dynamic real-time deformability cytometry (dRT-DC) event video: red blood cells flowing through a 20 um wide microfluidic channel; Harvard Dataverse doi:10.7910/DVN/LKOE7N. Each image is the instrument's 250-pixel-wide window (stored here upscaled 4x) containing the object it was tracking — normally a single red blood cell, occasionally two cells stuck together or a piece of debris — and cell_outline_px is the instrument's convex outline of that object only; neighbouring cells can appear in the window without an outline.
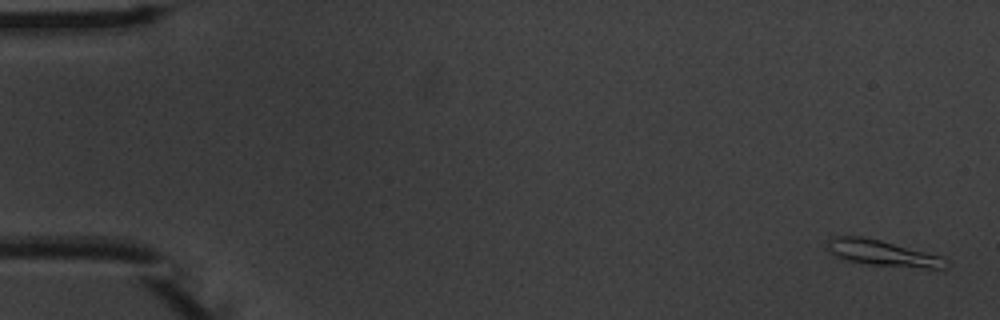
{"species": "common noctule bat (a hibernating species)", "species_latin": "Nyctalus noctula", "temperature_condition": "warm", "stored_images_in_passage": 6, "camera_frame_rate_fps": 3000, "um_per_image_px": 0.085, "animal": {"sex": "male", "body_mass_g": 20.1, "forearm_length_mm": 53.5}, "frame": {"image": 1, "passage_image": 1, "time_ms": 0.0, "image_size_px": [1000, 320], "cell_outline_px": [[952, 264], [944, 268], [928, 268], [868, 264], [848, 260], [832, 256], [824, 248], [824, 240], [828, 236], [864, 236], [880, 240], [940, 256], [948, 260]], "centroid_in_image_um": [74.88, 21.49], "position_along_channel_um": 10.1, "area_um2": 18.15}}